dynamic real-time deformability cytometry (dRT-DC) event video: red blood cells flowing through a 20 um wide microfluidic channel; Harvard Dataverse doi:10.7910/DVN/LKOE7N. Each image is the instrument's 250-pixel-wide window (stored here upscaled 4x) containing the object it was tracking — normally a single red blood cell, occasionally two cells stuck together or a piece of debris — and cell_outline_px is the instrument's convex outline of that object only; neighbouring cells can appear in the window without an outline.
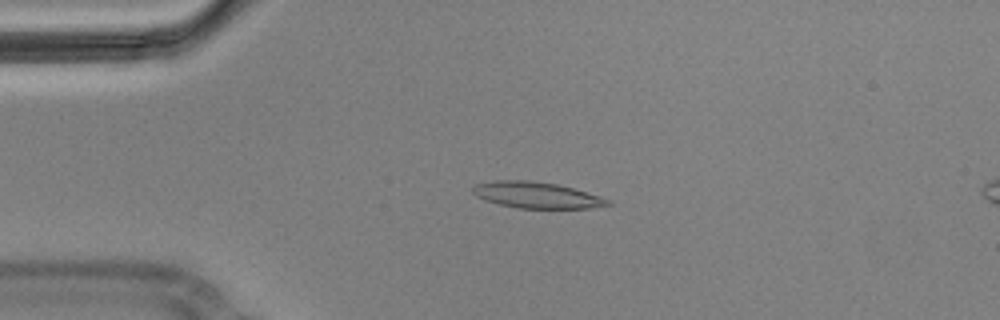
{"species": "Egyptian fruit bat (a non-hibernating species)", "species_latin": "Rousettus aegyptiacus", "temperature_condition": "cold", "stored_images_in_passage": 5, "camera_frame_rate_fps": 3000, "um_per_image_px": 0.085, "animal": {"sex": "male"}, "frame": {"image": 1, "passage_image": 4, "time_ms": 1.0, "image_size_px": [1000, 320], "cell_outline_px": [[612, 204], [592, 208], [516, 208], [500, 204], [476, 196], [472, 192], [472, 188], [476, 184], [496, 180], [528, 180], [556, 184], [572, 188], [600, 196], [612, 200]], "centroid_in_image_um": [45.64, 16.58], "position_along_channel_um": 39.4, "area_um2": 20.46}}